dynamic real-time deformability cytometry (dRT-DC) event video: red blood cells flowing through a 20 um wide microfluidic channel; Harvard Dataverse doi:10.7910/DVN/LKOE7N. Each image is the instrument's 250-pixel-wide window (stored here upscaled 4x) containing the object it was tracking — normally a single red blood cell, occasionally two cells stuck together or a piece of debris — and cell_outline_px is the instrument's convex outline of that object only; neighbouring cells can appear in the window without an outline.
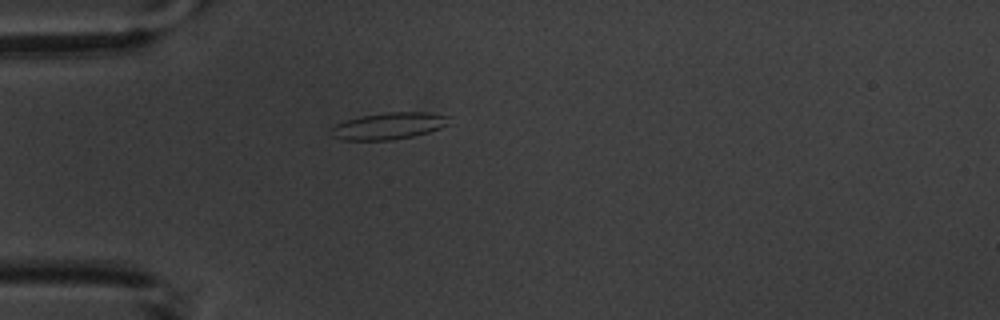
{"species": "common noctule bat (a hibernating species)", "species_latin": "Nyctalus noctula", "temperature_condition": "warm", "stored_images_in_passage": 6, "camera_frame_rate_fps": 3000, "um_per_image_px": 0.085, "animal": {"sex": "male", "body_mass_g": 20.1, "forearm_length_mm": 53.5}, "frame": {"image": 1, "passage_image": 5, "time_ms": 6.333, "image_size_px": [1000, 320], "cell_outline_px": [[452, 116], [448, 124], [440, 128], [428, 132], [412, 136], [392, 140], [340, 140], [332, 136], [328, 132], [328, 128], [344, 120], [360, 116], [388, 112], [428, 112]], "centroid_in_image_um": [33.0, 10.7], "position_along_channel_um": 52.0, "area_um2": 18.73}}